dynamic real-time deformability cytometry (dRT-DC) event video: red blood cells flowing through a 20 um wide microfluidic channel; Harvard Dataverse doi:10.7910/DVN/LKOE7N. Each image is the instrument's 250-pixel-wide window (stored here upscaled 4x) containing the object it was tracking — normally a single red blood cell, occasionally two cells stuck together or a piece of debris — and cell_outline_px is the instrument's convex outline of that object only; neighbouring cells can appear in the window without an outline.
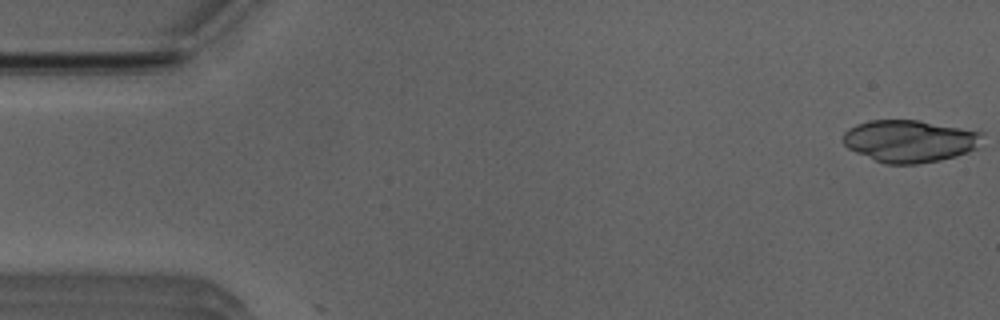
{"species": "Egyptian fruit bat (a non-hibernating species)", "species_latin": "Rousettus aegyptiacus", "temperature_condition": "room temperature", "stored_images_in_passage": 7, "camera_frame_rate_fps": 3000, "um_per_image_px": 0.085, "animal": {"sex": "male"}, "frame": {"image": 1, "passage_image": 1, "time_ms": 0.0, "image_size_px": [1000, 320], "cell_outline_px": [[984, 132], [980, 148], [956, 156], [940, 160], [916, 164], [884, 164], [856, 152], [848, 148], [844, 144], [844, 132], [848, 128], [856, 124], [872, 120], [920, 120], [980, 128]], "centroid_in_image_um": [77.46, 11.96], "position_along_channel_um": 7.5, "area_um2": 35.26}}